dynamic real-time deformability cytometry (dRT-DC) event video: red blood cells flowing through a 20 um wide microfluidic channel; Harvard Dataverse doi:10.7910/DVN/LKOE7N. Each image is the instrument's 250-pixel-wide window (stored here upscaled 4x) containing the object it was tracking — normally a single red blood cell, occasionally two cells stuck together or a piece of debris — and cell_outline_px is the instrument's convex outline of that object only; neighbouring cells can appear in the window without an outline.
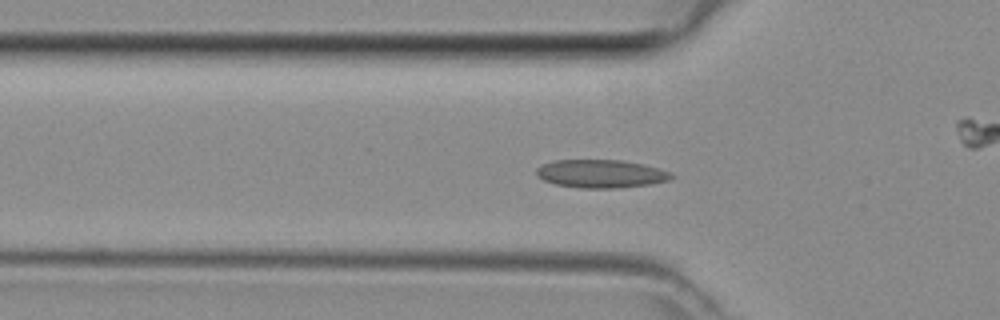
{"species": "common noctule bat (a hibernating species)", "species_latin": "Nyctalus noctula", "temperature_condition": "room temperature", "stored_images_in_passage": 39, "camera_frame_rate_fps": 3000, "um_per_image_px": 0.085, "animal": {"sex": "female", "body_mass_g": 29.2, "forearm_length_mm": 56.3}, "frame": {"image": 1, "passage_image": 7, "time_ms": 2.0, "image_size_px": [1000, 320], "cell_outline_px": [[676, 176], [672, 180], [652, 184], [620, 188], [580, 188], [556, 184], [544, 180], [536, 176], [536, 168], [540, 164], [552, 160], [620, 160], [644, 164], [672, 172]], "centroid_in_image_um": [51.11, 14.77], "position_along_channel_um": 74.7, "area_um2": 22.54}}
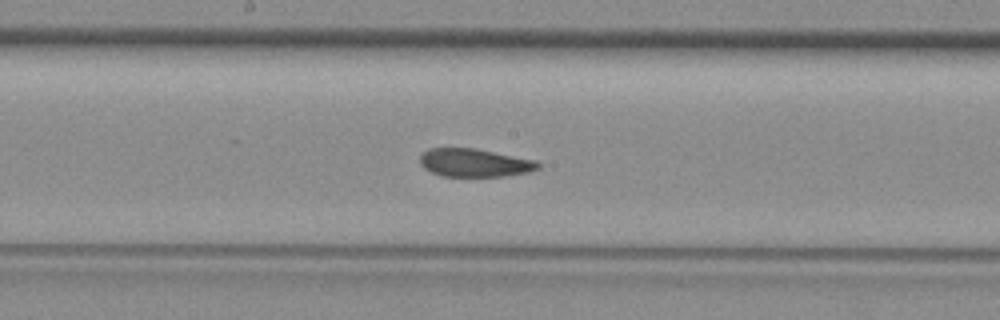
{"frame": {"image": 2, "passage_image": 16, "time_ms": 5.0, "image_size_px": [1000, 320], "cell_outline_px": [[540, 168], [532, 172], [504, 176], [440, 176], [424, 168], [420, 164], [420, 156], [428, 148], [476, 148], [536, 160], [540, 164]], "centroid_in_image_um": [40.36, 13.83], "position_along_channel_um": 207.8, "area_um2": 19.54}}
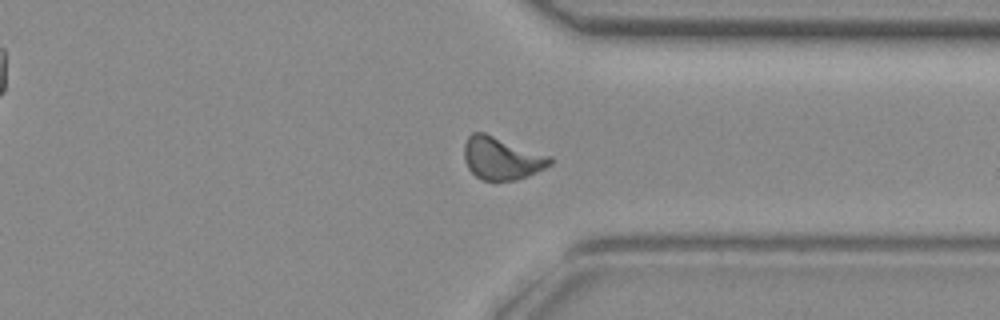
{"frame": {"image": 3, "passage_image": 27, "time_ms": 8.667, "image_size_px": [1000, 320], "cell_outline_px": [[552, 164], [528, 176], [516, 180], [484, 180], [476, 176], [468, 168], [464, 160], [464, 144], [468, 136], [472, 132], [484, 132], [552, 156]], "centroid_in_image_um": [42.64, 13.44], "position_along_channel_um": 368.8, "area_um2": 21.39}}